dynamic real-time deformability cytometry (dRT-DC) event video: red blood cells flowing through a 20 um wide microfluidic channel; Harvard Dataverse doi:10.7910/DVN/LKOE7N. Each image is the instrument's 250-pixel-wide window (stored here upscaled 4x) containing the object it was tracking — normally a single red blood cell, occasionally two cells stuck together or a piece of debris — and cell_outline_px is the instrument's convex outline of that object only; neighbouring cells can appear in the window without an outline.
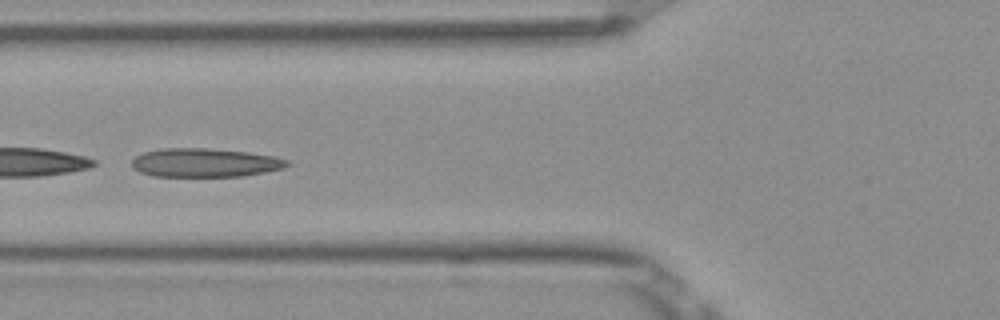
{"species": "Egyptian fruit bat (a non-hibernating species)", "species_latin": "Rousettus aegyptiacus", "temperature_condition": "room temperature", "stored_images_in_passage": 8, "camera_frame_rate_fps": 3000, "um_per_image_px": 0.085, "frame": {"image": 1, "passage_image": 5, "time_ms": 1.333, "image_size_px": [1000, 320], "cell_outline_px": [[292, 164], [284, 168], [264, 172], [240, 176], [152, 176], [140, 172], [132, 168], [132, 160], [136, 156], [144, 152], [164, 148], [208, 148], [248, 152], [272, 156], [288, 160]], "centroid_in_image_um": [17.41, 13.83], "position_along_channel_um": 108.4, "area_um2": 25.95}}
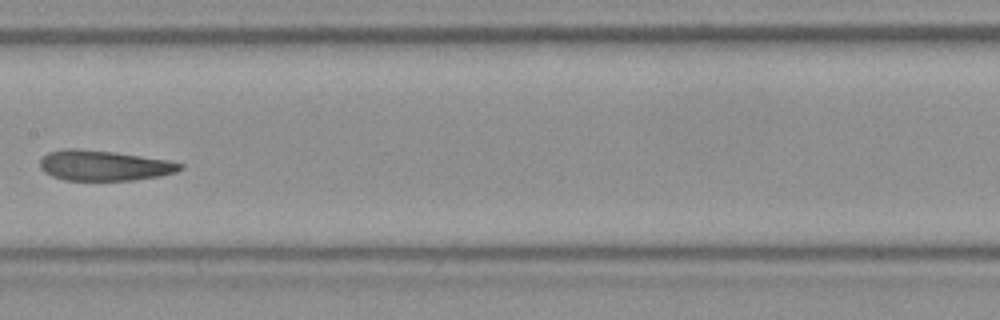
{"frame": {"image": 2, "passage_image": 7, "time_ms": 2.0, "image_size_px": [1000, 320], "cell_outline_px": [[184, 168], [176, 172], [160, 176], [132, 180], [64, 180], [52, 176], [44, 172], [40, 168], [40, 160], [48, 152], [64, 148], [80, 148], [112, 152], [168, 160], [184, 164]], "centroid_in_image_um": [8.83, 14.06], "position_along_channel_um": 198.6, "area_um2": 24.8}}
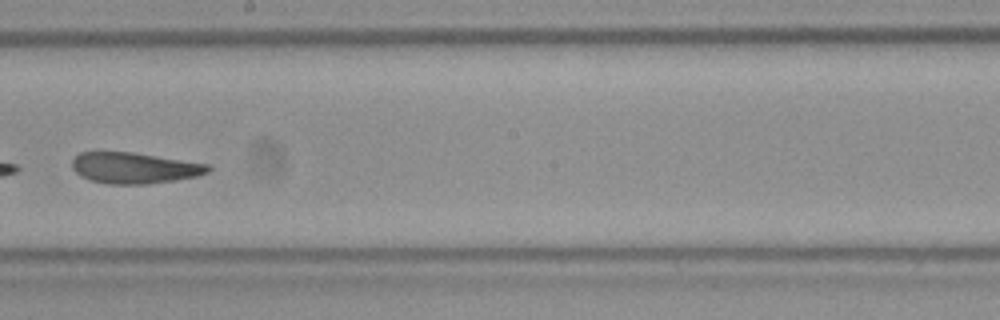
{"frame": {"image": 3, "passage_image": 8, "time_ms": 2.333, "image_size_px": [1000, 320], "cell_outline_px": [[212, 168], [208, 172], [196, 176], [176, 180], [148, 184], [108, 184], [88, 180], [80, 176], [72, 168], [72, 160], [80, 152], [132, 152], [208, 164]], "centroid_in_image_um": [11.4, 14.28], "position_along_channel_um": 236.8, "area_um2": 24.57}}